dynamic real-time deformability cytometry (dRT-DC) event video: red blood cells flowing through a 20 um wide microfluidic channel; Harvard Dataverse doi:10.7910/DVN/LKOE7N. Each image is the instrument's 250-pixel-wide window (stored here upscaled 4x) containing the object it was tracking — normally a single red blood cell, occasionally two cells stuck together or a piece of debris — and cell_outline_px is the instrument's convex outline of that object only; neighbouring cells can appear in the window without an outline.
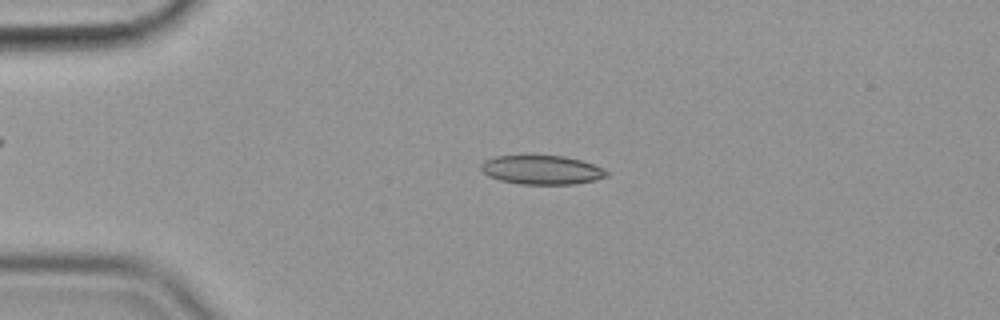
{"species": "common noctule bat (a hibernating species)", "species_latin": "Nyctalus noctula", "temperature_condition": "cold", "stored_images_in_passage": 51, "camera_frame_rate_fps": 3000, "um_per_image_px": 0.085, "animal": {"sex": "female", "body_mass_g": 19.9}, "frame": {"image": 1, "passage_image": 8, "time_ms": 2.333, "image_size_px": [1000, 320], "cell_outline_px": [[608, 176], [596, 180], [576, 184], [520, 184], [500, 180], [488, 176], [480, 172], [480, 164], [484, 160], [496, 156], [564, 156], [580, 160], [592, 164], [608, 172]], "centroid_in_image_um": [46.0, 14.45], "position_along_channel_um": 39.0, "area_um2": 21.21}}
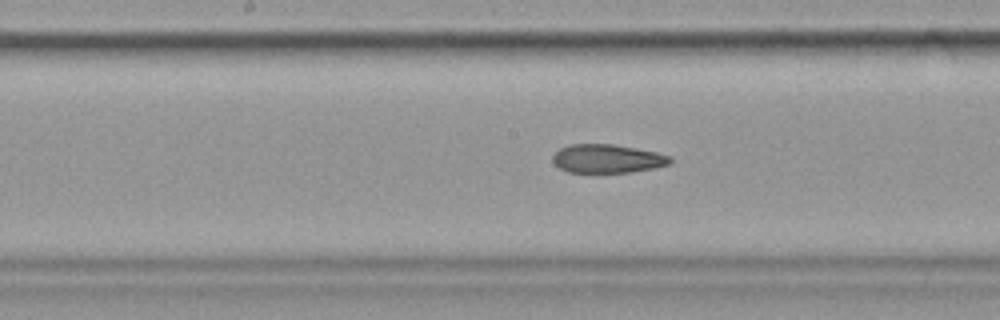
{"frame": {"image": 2, "passage_image": 24, "time_ms": 7.667, "image_size_px": [1000, 320], "cell_outline_px": [[672, 164], [656, 168], [632, 172], [568, 172], [560, 168], [552, 160], [552, 156], [560, 148], [568, 144], [616, 144], [656, 152], [672, 156]], "centroid_in_image_um": [51.67, 13.48], "position_along_channel_um": 196.5, "area_um2": 19.77}}
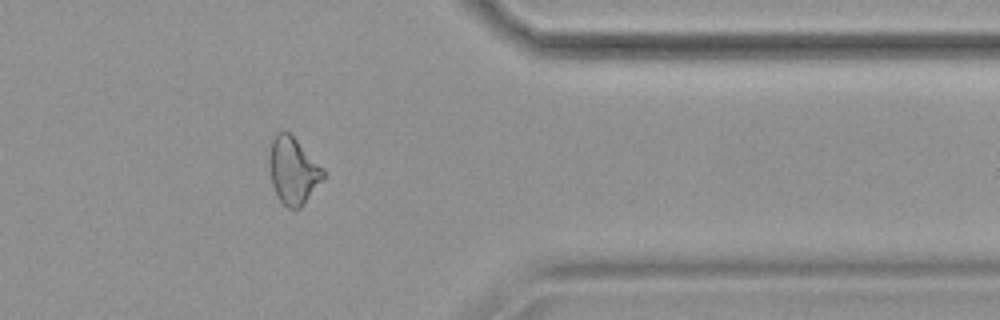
{"frame": {"image": 3, "passage_image": 41, "time_ms": 13.333, "image_size_px": [1000, 320], "cell_outline_px": [[324, 176], [300, 208], [288, 208], [280, 200], [272, 184], [268, 164], [268, 160], [272, 140], [276, 132], [288, 132], [324, 168]], "centroid_in_image_um": [24.89, 14.49], "position_along_channel_um": 386.5, "area_um2": 20.52}, "authors_computed_cell_mechanics": {"area_um2": 21.1548, "velocity_mm_per_s": 3.5799, "shape_relaxation_time_tau1_ms": null, "shape_relaxation_time_tau2_ms": 4.7851, "deformation_change_tau1": null, "deformation_change_tau2": 0.1252}}